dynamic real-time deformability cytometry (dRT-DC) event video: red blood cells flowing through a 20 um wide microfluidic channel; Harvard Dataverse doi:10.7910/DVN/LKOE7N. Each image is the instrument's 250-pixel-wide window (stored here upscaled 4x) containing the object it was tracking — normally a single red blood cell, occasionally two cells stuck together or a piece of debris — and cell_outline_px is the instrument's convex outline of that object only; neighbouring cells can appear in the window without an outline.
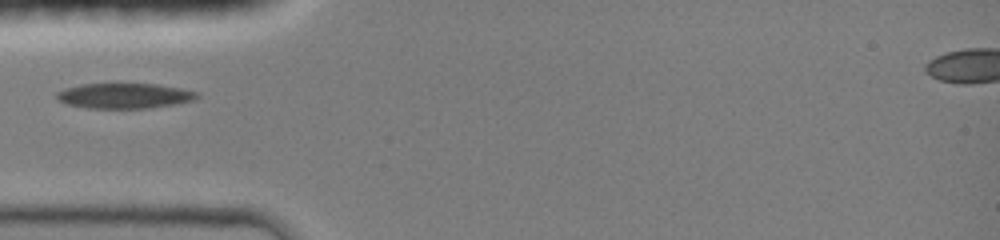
{"species": "common noctule bat (a hibernating species)", "species_latin": "Nyctalus noctula", "temperature_condition": "room temperature", "stored_images_in_passage": 30, "camera_frame_rate_fps": 3000, "um_per_image_px": 0.085, "animal": {"sex": "female", "body_mass_g": 19.0, "forearm_length_mm": 51.5}, "frame": {"image": 1, "passage_image": 1, "time_ms": 0.0, "image_size_px": [1000, 240], "cell_outline_px": [[200, 96], [192, 100], [172, 104], [144, 108], [88, 108], [68, 104], [60, 100], [56, 96], [56, 92], [64, 88], [80, 84], [156, 84], [180, 88], [196, 92]], "centroid_in_image_um": [10.53, 8.13], "position_along_channel_um": 74.5, "area_um2": 20.29}}
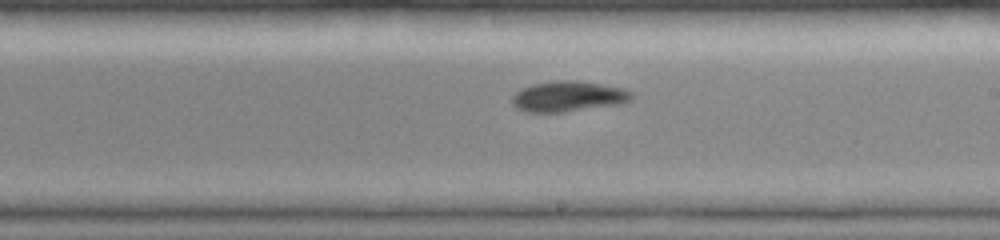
{"frame": {"image": 2, "passage_image": 13, "time_ms": 4.0, "image_size_px": [1000, 240], "cell_outline_px": [[632, 100], [620, 104], [560, 112], [524, 112], [516, 108], [512, 104], [512, 96], [520, 88], [532, 84], [556, 80], [580, 80], [624, 88], [632, 92]], "centroid_in_image_um": [48.28, 8.18], "position_along_channel_um": 240.7, "area_um2": 21.44}}
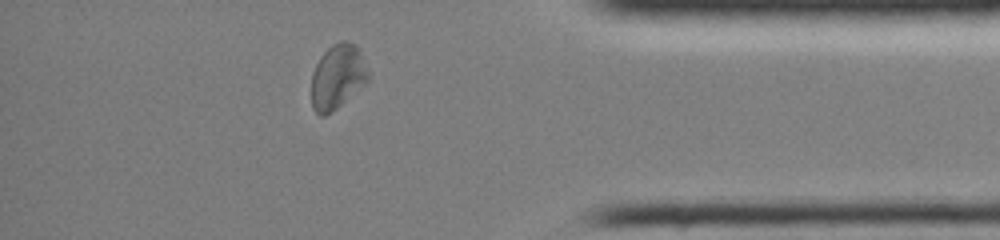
{"frame": {"image": 3, "passage_image": 26, "time_ms": 8.333, "image_size_px": [1000, 240], "cell_outline_px": [[368, 80], [364, 84], [332, 112], [324, 116], [320, 116], [312, 108], [312, 72], [320, 56], [332, 44], [340, 40], [344, 40], [356, 44], [360, 52], [368, 72]], "centroid_in_image_um": [28.66, 6.51], "position_along_channel_um": 406.5, "area_um2": 21.21}}